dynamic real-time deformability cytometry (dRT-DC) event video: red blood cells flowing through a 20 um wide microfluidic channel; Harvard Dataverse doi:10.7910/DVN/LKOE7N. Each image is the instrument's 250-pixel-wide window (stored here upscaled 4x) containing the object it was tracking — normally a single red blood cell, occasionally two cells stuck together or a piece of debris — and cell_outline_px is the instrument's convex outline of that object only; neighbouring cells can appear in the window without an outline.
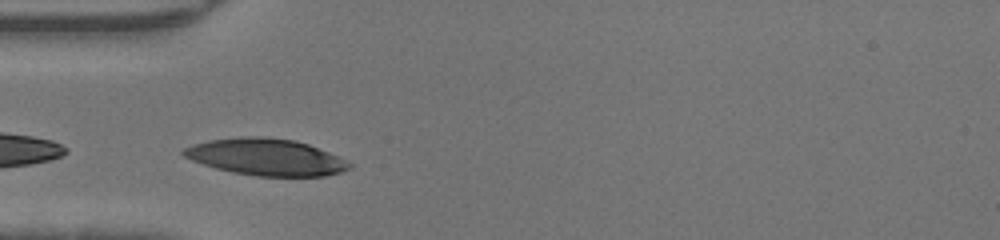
{"species": "human", "species_latin": "Homo sapiens", "temperature_condition": "warm", "stored_images_in_passage": 24, "camera_frame_rate_fps": 3000, "um_per_image_px": 0.085, "donor": {"sex": "male"}, "frame": {"image": 1, "passage_image": 1, "time_ms": 0.0, "image_size_px": [1000, 240], "cell_outline_px": [[352, 168], [340, 172], [324, 176], [256, 176], [232, 172], [216, 168], [192, 160], [184, 156], [180, 152], [184, 148], [192, 144], [208, 140], [240, 136], [264, 136], [292, 140], [308, 144], [340, 156], [352, 164]], "centroid_in_image_um": [22.61, 13.34], "position_along_channel_um": 62.4, "area_um2": 35.6}}
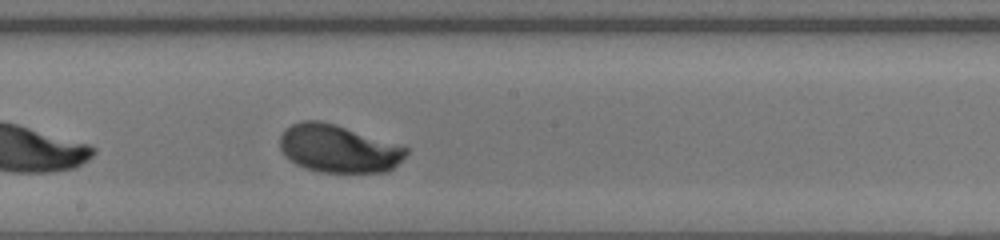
{"frame": {"image": 2, "passage_image": 12, "time_ms": 3.667, "image_size_px": [1000, 240], "cell_outline_px": [[408, 152], [388, 172], [320, 172], [304, 168], [288, 160], [284, 156], [280, 148], [280, 136], [292, 124], [300, 120], [320, 120], [336, 124], [408, 148]], "centroid_in_image_um": [28.71, 12.64], "position_along_channel_um": 219.5, "area_um2": 34.97}}
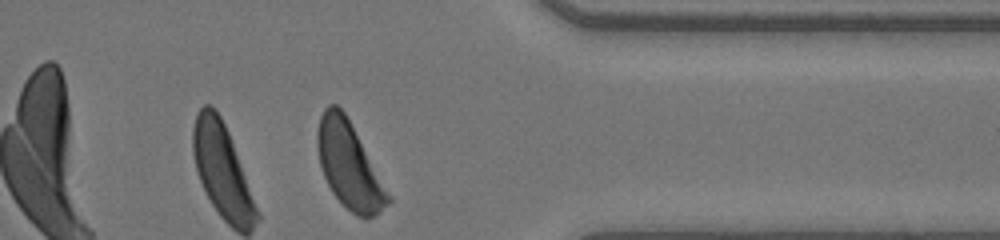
{"frame": {"image": 3, "passage_image": 24, "time_ms": 7.667, "image_size_px": [1000, 240], "cell_outline_px": [[392, 200], [376, 216], [356, 216], [332, 192], [324, 176], [320, 164], [316, 144], [316, 132], [320, 116], [324, 108], [328, 104], [336, 104], [344, 112], [392, 196]], "centroid_in_image_um": [29.68, 14.04], "position_along_channel_um": 381.7, "area_um2": 35.08}}